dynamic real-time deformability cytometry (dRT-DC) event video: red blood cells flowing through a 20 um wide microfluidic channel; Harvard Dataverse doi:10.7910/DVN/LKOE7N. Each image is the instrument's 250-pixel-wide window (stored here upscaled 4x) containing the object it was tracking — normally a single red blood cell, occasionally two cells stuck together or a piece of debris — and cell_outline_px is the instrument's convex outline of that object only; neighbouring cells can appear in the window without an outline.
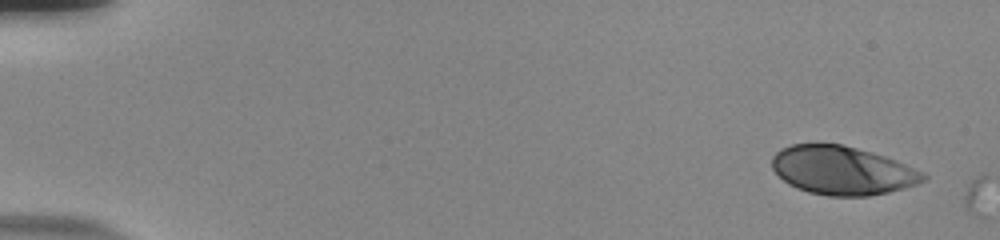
{"species": "human", "species_latin": "Homo sapiens", "temperature_condition": "room temperature", "stored_images_in_passage": 3, "camera_frame_rate_fps": 3000, "um_per_image_px": 0.085, "donor": {"sex": "male"}, "frame": {"image": 1, "passage_image": 1, "time_ms": 0.0, "image_size_px": [1000, 240], "cell_outline_px": [[928, 176], [924, 180], [916, 184], [904, 188], [888, 192], [868, 196], [828, 196], [808, 192], [796, 188], [788, 184], [772, 168], [772, 156], [780, 148], [792, 144], [844, 144], [872, 152], [896, 160], [924, 172]], "centroid_in_image_um": [71.59, 14.48], "position_along_channel_um": 13.4, "area_um2": 42.89}}